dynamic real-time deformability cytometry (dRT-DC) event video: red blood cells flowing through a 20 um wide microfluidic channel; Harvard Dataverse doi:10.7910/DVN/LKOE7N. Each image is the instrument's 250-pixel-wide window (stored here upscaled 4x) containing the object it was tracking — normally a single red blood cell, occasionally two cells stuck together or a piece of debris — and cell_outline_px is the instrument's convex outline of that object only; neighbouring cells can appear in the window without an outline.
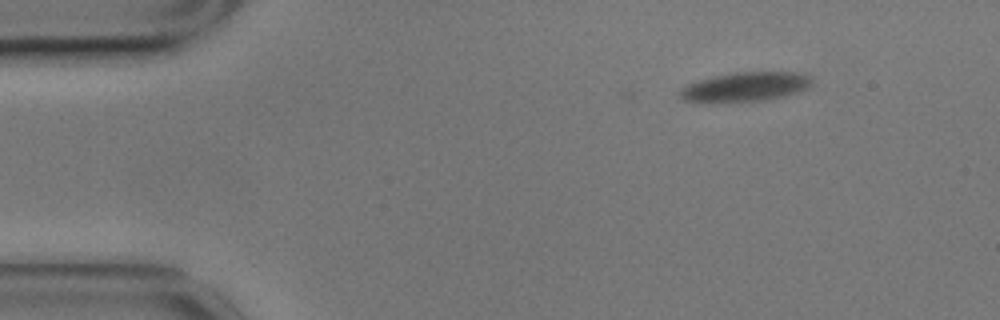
{"species": "common noctule bat (a hibernating species)", "species_latin": "Nyctalus noctula", "temperature_condition": "cold", "stored_images_in_passage": 2, "camera_frame_rate_fps": 3000, "um_per_image_px": 0.085, "animal": {"sex": "male", "body_mass_g": 17.9}, "frame": {"image": 1, "passage_image": 2, "time_ms": 0.333, "image_size_px": [1000, 320], "cell_outline_px": [[812, 84], [808, 88], [784, 96], [764, 100], [684, 100], [676, 92], [680, 88], [688, 84], [712, 76], [732, 72], [796, 72], [808, 76], [812, 80]], "centroid_in_image_um": [63.38, 7.34], "position_along_channel_um": 21.6, "area_um2": 21.85}}